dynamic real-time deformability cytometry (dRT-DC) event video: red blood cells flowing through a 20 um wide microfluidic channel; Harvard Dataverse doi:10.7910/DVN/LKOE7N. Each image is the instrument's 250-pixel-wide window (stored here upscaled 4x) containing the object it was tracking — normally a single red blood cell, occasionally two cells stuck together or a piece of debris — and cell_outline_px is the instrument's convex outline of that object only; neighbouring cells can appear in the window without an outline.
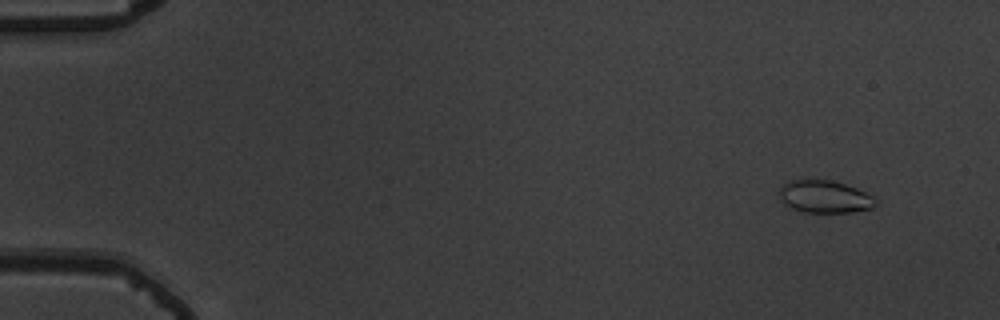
{"species": "common noctule bat (a hibernating species)", "species_latin": "Nyctalus noctula", "temperature_condition": "warm", "stored_images_in_passage": 52, "camera_frame_rate_fps": 3000, "um_per_image_px": 0.085, "animal": {"sex": "male", "body_mass_g": 19.5, "forearm_length_mm": 54.6}, "frame": {"image": 1, "passage_image": 1, "time_ms": 0.0, "image_size_px": [1000, 320], "cell_outline_px": [[880, 204], [872, 208], [852, 212], [804, 212], [792, 208], [784, 204], [780, 200], [780, 188], [784, 184], [792, 180], [832, 180], [856, 188], [880, 200]], "centroid_in_image_um": [70.14, 16.73], "position_along_channel_um": 14.9, "area_um2": 18.26}}
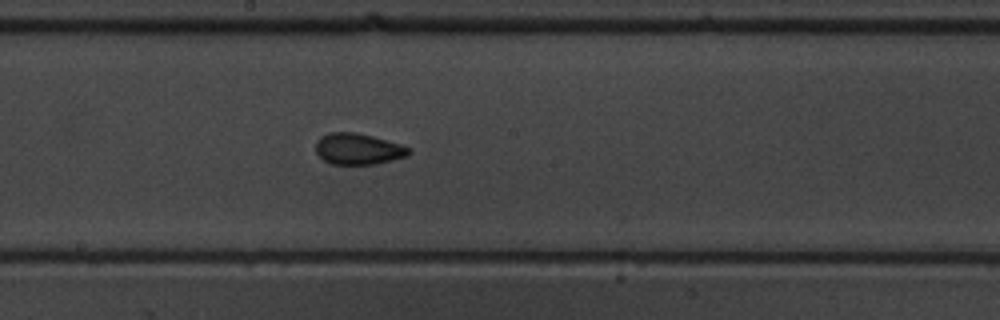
{"frame": {"image": 2, "passage_image": 28, "time_ms": 9.0, "image_size_px": [1000, 320], "cell_outline_px": [[412, 152], [408, 156], [376, 164], [332, 164], [324, 160], [316, 152], [316, 140], [320, 136], [328, 132], [352, 132], [372, 136], [400, 144], [408, 148]], "centroid_in_image_um": [30.42, 12.66], "position_along_channel_um": 217.8, "area_um2": 16.88}}
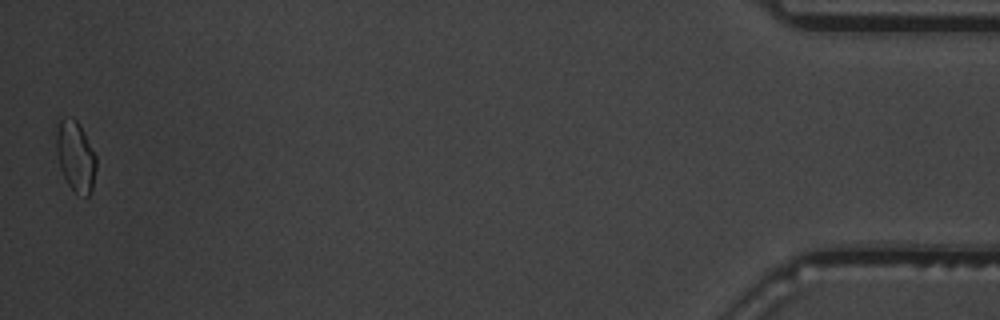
{"frame": {"image": 3, "passage_image": 52, "time_ms": 17.0, "image_size_px": [1000, 320], "cell_outline_px": [[96, 168], [92, 188], [88, 196], [76, 192], [68, 184], [60, 168], [56, 152], [56, 132], [60, 120], [72, 116], [80, 124], [96, 156]], "centroid_in_image_um": [6.42, 13.25], "position_along_channel_um": 428.8, "area_um2": 16.18}, "authors_computed_cell_mechanics": {"area_um2": 16.762, "velocity_mm_per_s": 3.6972, "shape_relaxation_time_tau1_ms": 6.1525, "shape_relaxation_time_tau2_ms": 0.7582, "deformation_change_tau1": 0.1601, "deformation_change_tau2": 0.0546}}